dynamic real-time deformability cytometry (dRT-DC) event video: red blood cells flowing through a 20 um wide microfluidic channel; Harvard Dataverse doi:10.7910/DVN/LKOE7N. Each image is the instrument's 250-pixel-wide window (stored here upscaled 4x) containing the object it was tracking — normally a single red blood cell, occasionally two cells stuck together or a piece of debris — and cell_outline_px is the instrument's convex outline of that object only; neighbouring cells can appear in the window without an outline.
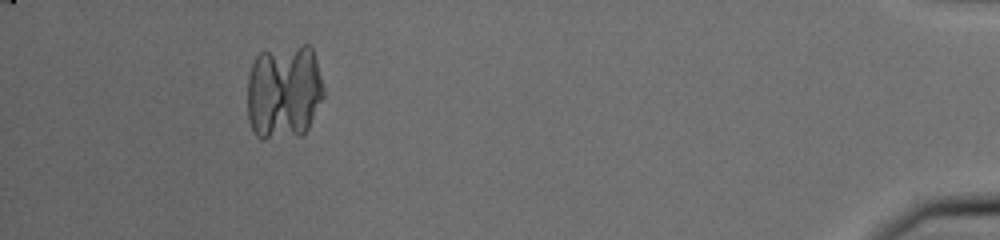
{"species": "common noctule bat (a hibernating species)", "species_latin": "Nyctalus noctula", "temperature_condition": "cold", "stored_images_in_passage": 49, "segment_of_instrument_passage": [3, 3], "camera_frame_rate_fps": 3000, "um_per_image_px": 0.085, "animal": {"sex": "male", "body_mass_g": 20.0, "forearm_length_mm": 53.3}, "frame": {"image": 1, "passage_image": 48, "time_ms": 15.667, "image_size_px": [1000, 240], "cell_outline_px": [[320, 96], [304, 128], [268, 132], [252, 124], [252, 116], [272, 60], [296, 56], [312, 56], [320, 84]], "centroid_in_image_um": [24.45, 8.06], "position_along_channel_um": 410.8, "area_um2": 28.26}}